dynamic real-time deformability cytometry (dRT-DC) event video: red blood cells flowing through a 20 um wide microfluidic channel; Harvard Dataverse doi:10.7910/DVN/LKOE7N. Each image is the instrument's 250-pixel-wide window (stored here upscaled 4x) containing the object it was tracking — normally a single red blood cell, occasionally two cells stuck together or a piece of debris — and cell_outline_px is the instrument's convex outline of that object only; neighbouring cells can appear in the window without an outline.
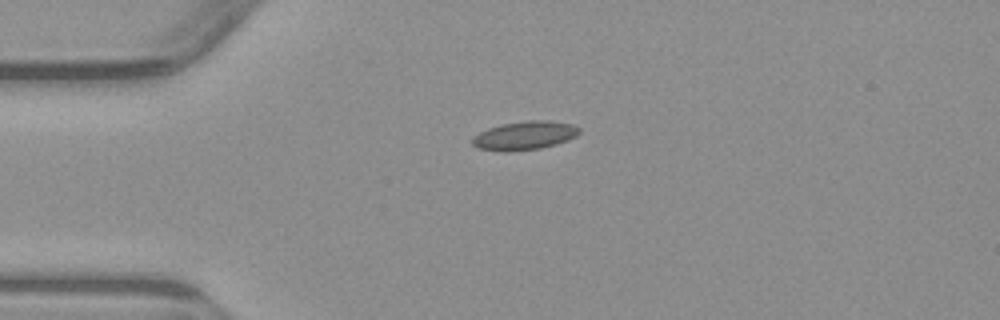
{"species": "common noctule bat (a hibernating species)", "species_latin": "Nyctalus noctula", "temperature_condition": "warm", "stored_images_in_passage": 2, "camera_frame_rate_fps": 3000, "um_per_image_px": 0.085, "animal": {"sex": "male", "body_mass_g": 23.1, "forearm_length_mm": 52.7}, "frame": {"image": 1, "passage_image": 1, "time_ms": 0.0, "image_size_px": [1000, 320], "cell_outline_px": [[580, 132], [576, 136], [568, 140], [556, 144], [540, 148], [508, 152], [504, 152], [480, 148], [472, 144], [472, 136], [488, 128], [500, 124], [528, 120], [548, 120], [572, 124], [580, 128]], "centroid_in_image_um": [44.59, 11.51], "position_along_channel_um": 40.4, "area_um2": 17.92}}